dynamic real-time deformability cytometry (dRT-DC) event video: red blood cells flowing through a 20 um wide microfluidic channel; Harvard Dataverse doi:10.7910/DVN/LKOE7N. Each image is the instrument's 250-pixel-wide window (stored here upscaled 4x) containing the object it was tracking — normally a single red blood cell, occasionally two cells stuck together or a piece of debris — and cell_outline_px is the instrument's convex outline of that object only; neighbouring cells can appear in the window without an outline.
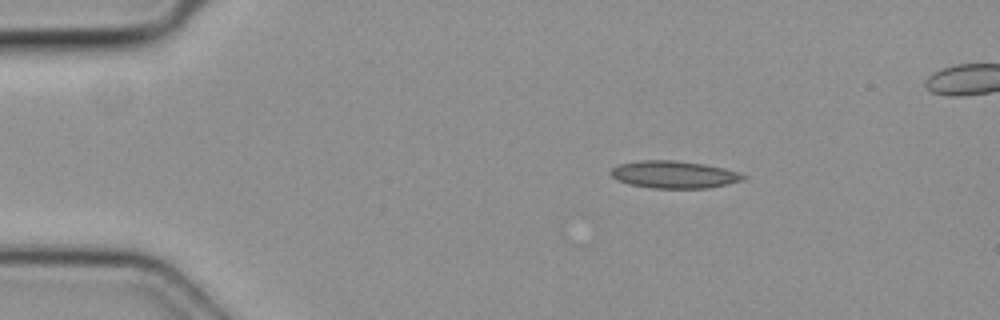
{"species": "common noctule bat (a hibernating species)", "species_latin": "Nyctalus noctula", "temperature_condition": "cold", "stored_images_in_passage": 4, "camera_frame_rate_fps": 3000, "um_per_image_px": 0.085, "animal": {"sex": "female", "body_mass_g": 19.3, "forearm_length_mm": 54.1}, "frame": {"image": 1, "passage_image": 2, "time_ms": 0.333, "image_size_px": [1000, 320], "cell_outline_px": [[748, 176], [744, 180], [708, 188], [652, 188], [628, 184], [616, 180], [608, 172], [612, 168], [620, 164], [640, 160], [676, 160], [704, 164], [724, 168], [740, 172]], "centroid_in_image_um": [57.29, 14.83], "position_along_channel_um": 27.7, "area_um2": 21.27}}